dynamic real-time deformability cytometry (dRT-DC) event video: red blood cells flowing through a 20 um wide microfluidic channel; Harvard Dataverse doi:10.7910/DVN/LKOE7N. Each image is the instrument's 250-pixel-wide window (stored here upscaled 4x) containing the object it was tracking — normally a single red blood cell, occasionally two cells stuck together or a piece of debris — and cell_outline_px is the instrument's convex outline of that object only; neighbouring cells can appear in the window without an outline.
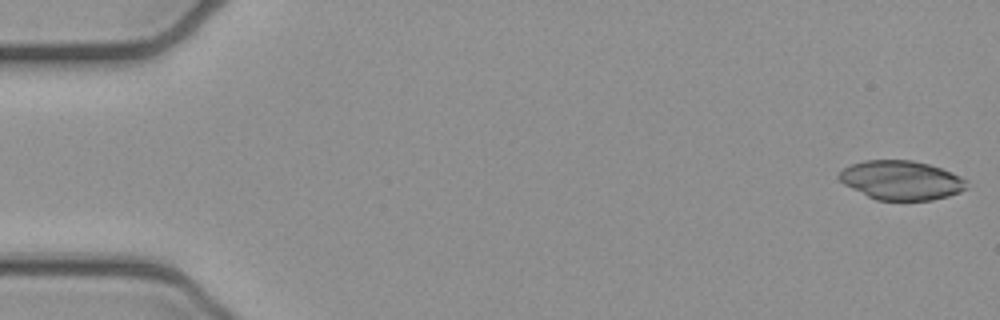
{"species": "common noctule bat (a hibernating species)", "species_latin": "Nyctalus noctula", "temperature_condition": "cold", "stored_images_in_passage": 51, "camera_frame_rate_fps": 3000, "um_per_image_px": 0.085, "animal": {"sex": "female", "body_mass_g": 21.9}, "frame": {"image": 1, "passage_image": 1, "time_ms": 0.0, "image_size_px": [1000, 320], "cell_outline_px": [[968, 188], [960, 192], [948, 196], [932, 200], [876, 200], [844, 184], [836, 176], [844, 168], [852, 164], [864, 160], [912, 160], [928, 164], [940, 168], [960, 176], [968, 180]], "centroid_in_image_um": [76.63, 15.32], "position_along_channel_um": 8.4, "area_um2": 29.07}}